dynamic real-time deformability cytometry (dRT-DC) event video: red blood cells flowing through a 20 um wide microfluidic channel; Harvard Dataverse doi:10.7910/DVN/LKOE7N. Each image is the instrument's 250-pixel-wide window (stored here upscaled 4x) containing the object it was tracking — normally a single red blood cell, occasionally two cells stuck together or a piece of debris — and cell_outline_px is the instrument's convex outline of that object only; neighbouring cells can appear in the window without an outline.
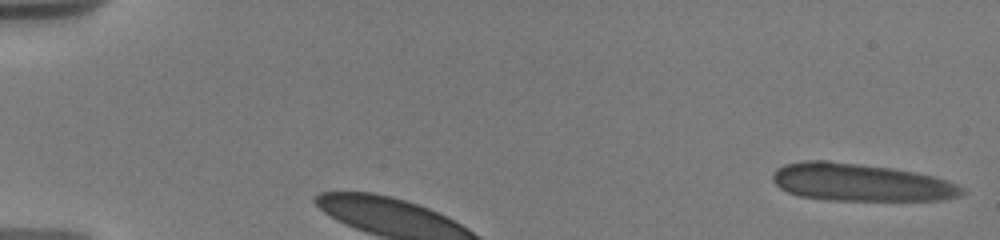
{"species": "human", "species_latin": "Homo sapiens", "temperature_condition": "warm", "stored_images_in_passage": 11, "camera_frame_rate_fps": 3000, "um_per_image_px": 0.085, "donor": {"sex": "male"}, "frame": {"image": 1, "passage_image": 1, "time_ms": 0.0, "image_size_px": [1000, 240], "cell_outline_px": [[968, 192], [960, 196], [940, 200], [828, 200], [800, 196], [788, 192], [780, 188], [772, 180], [772, 176], [776, 168], [784, 164], [804, 160], [828, 160], [892, 168], [916, 172], [948, 180], [964, 188]], "centroid_in_image_um": [73.16, 15.5], "position_along_channel_um": 11.8, "area_um2": 41.67}}
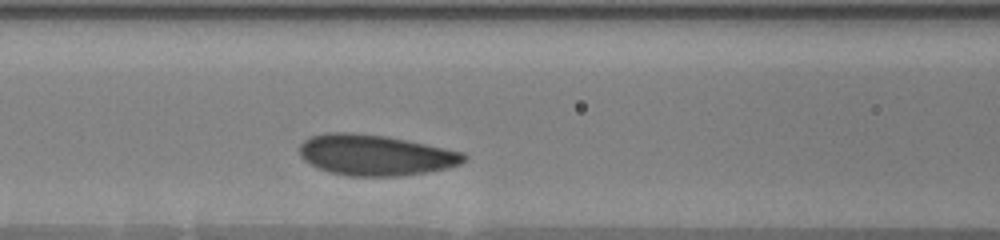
{"frame": {"image": 2, "passage_image": 5, "time_ms": 3.0, "image_size_px": [1000, 240], "cell_outline_px": [[468, 156], [460, 164], [448, 168], [428, 172], [396, 176], [348, 176], [328, 172], [316, 168], [304, 160], [300, 156], [300, 144], [304, 140], [312, 136], [328, 132], [352, 132], [384, 136], [464, 152]], "centroid_in_image_um": [31.87, 13.19], "position_along_channel_um": 134.7, "area_um2": 39.02}}
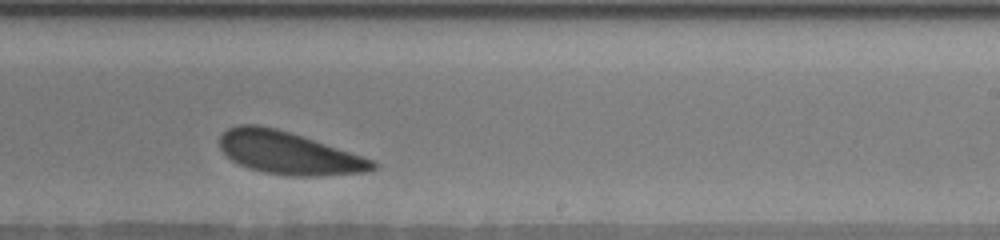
{"frame": {"image": 3, "passage_image": 10, "time_ms": 6.667, "image_size_px": [1000, 240], "cell_outline_px": [[380, 164], [376, 168], [368, 172], [324, 176], [288, 176], [264, 172], [248, 168], [232, 160], [220, 148], [220, 136], [228, 128], [240, 124], [256, 124], [276, 128], [376, 160]], "centroid_in_image_um": [24.58, 13.02], "position_along_channel_um": 264.4, "area_um2": 38.03}}